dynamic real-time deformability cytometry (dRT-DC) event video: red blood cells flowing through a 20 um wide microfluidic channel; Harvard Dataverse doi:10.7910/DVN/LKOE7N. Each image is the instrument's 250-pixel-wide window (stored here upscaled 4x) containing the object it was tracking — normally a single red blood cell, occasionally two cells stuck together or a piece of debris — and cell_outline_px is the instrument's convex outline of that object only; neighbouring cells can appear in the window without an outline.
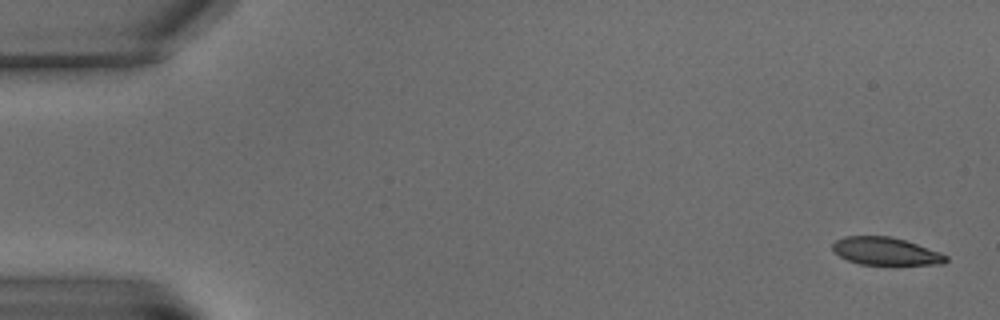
{"species": "common noctule bat (a hibernating species)", "species_latin": "Nyctalus noctula", "temperature_condition": "warm", "stored_images_in_passage": 7, "camera_frame_rate_fps": 3000, "um_per_image_px": 0.085, "animal": {"sex": "male", "body_mass_g": 15.6}, "frame": {"image": 1, "passage_image": 1, "time_ms": 0.0, "image_size_px": [1000, 320], "cell_outline_px": [[948, 260], [944, 264], [860, 264], [848, 260], [840, 256], [832, 248], [832, 244], [836, 240], [844, 236], [892, 236], [940, 252], [948, 256]], "centroid_in_image_um": [75.28, 21.35], "position_along_channel_um": 9.7, "area_um2": 18.09}}
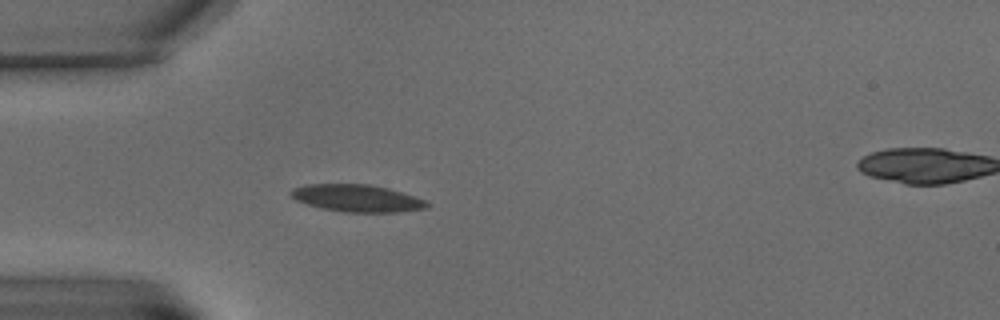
{"frame": {"image": 2, "passage_image": 5, "time_ms": 6.333, "image_size_px": [1000, 320], "cell_outline_px": [[428, 204], [424, 208], [400, 212], [344, 212], [324, 208], [308, 204], [296, 200], [288, 192], [292, 188], [308, 184], [368, 184], [388, 188], [424, 200]], "centroid_in_image_um": [30.29, 16.84], "position_along_channel_um": 54.7, "area_um2": 21.21}}
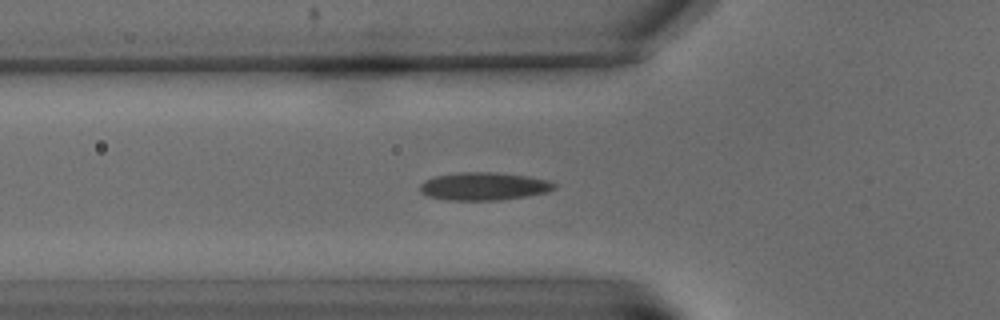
{"frame": {"image": 3, "passage_image": 7, "time_ms": 7.667, "image_size_px": [1000, 320], "cell_outline_px": [[556, 188], [548, 192], [500, 200], [448, 200], [428, 196], [420, 192], [420, 184], [424, 180], [436, 176], [456, 172], [496, 172], [524, 176], [548, 180], [556, 184]], "centroid_in_image_um": [41.1, 15.83], "position_along_channel_um": 84.7, "area_um2": 21.79}}